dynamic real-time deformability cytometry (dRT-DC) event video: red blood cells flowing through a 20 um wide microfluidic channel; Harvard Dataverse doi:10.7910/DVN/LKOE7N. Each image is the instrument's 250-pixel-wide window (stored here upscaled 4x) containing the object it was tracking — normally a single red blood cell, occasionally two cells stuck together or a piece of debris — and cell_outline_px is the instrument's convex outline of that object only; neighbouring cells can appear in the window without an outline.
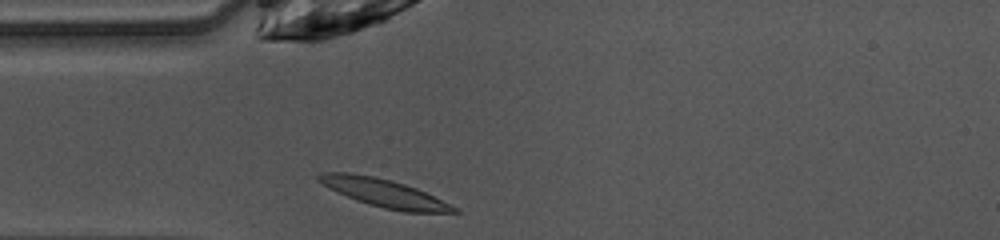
{"species": "common noctule bat (a hibernating species)", "species_latin": "Nyctalus noctula", "temperature_condition": "warm", "stored_images_in_passage": 37, "camera_frame_rate_fps": 3000, "um_per_image_px": 0.085, "animal": {"sex": "female", "body_mass_g": 10.0, "forearm_length_mm": 53.1}, "frame": {"image": 1, "passage_image": 1, "time_ms": 0.0, "image_size_px": [1000, 240], "cell_outline_px": [[460, 212], [404, 212], [384, 208], [368, 204], [356, 200], [328, 188], [316, 180], [316, 176], [320, 172], [348, 172], [372, 176], [392, 180], [416, 188], [460, 208]], "centroid_in_image_um": [32.63, 16.4], "position_along_channel_um": 52.4, "area_um2": 22.08}}
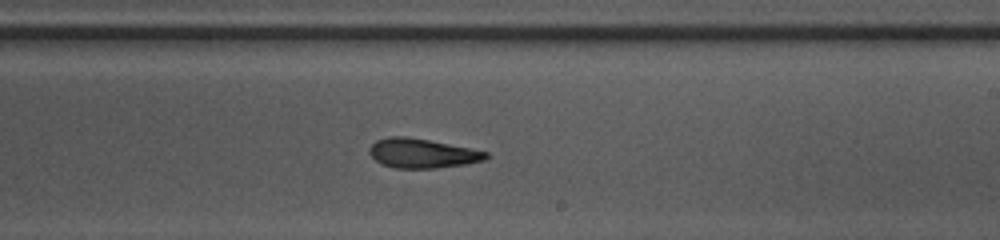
{"frame": {"image": 2, "passage_image": 16, "time_ms": 5.0, "image_size_px": [1000, 240], "cell_outline_px": [[488, 156], [484, 160], [464, 164], [436, 168], [396, 168], [384, 164], [376, 160], [368, 152], [368, 148], [376, 140], [388, 136], [404, 136], [428, 140], [488, 152]], "centroid_in_image_um": [35.84, 13.02], "position_along_channel_um": 253.2, "area_um2": 19.65}}
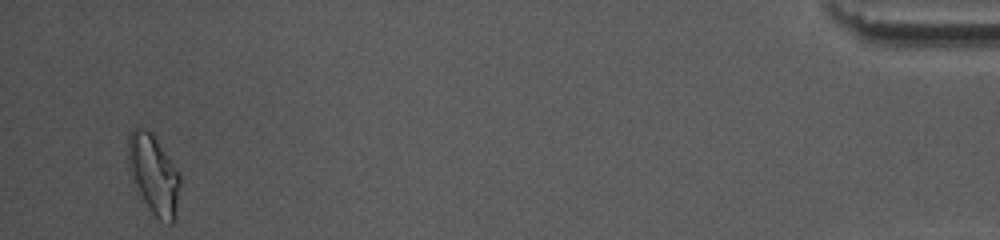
{"frame": {"image": 3, "passage_image": 35, "time_ms": 11.333, "image_size_px": [1000, 240], "cell_outline_px": [[180, 184], [176, 216], [172, 224], [168, 224], [160, 220], [152, 212], [140, 196], [128, 172], [128, 136], [132, 128], [140, 124], [152, 132], [180, 172]], "centroid_in_image_um": [13.05, 14.77], "position_along_channel_um": 422.1, "area_um2": 24.62}, "authors_computed_cell_mechanics": {"area_um2": 20.4034, "velocity_mm_per_s": 4.0628, "shape_relaxation_time_tau1_ms": 6.6722, "shape_relaxation_time_tau2_ms": 2.6127, "deformation_change_tau1": 0.2226, "deformation_change_tau2": 0.1167}}